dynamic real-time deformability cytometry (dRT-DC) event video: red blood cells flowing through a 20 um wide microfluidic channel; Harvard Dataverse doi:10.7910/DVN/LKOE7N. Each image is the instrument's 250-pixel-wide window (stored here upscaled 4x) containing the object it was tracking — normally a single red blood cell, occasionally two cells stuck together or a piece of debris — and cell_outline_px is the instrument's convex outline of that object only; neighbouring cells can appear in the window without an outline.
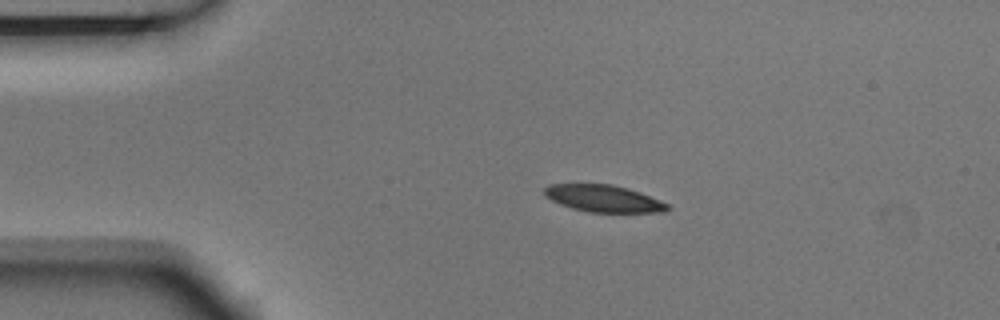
{"species": "Egyptian fruit bat (a non-hibernating species)", "species_latin": "Rousettus aegyptiacus", "temperature_condition": "room temperature", "stored_images_in_passage": 5, "camera_frame_rate_fps": 3000, "um_per_image_px": 0.085, "animal": {"sex": "male"}, "frame": {"image": 1, "passage_image": 2, "time_ms": 0.333, "image_size_px": [1000, 320], "cell_outline_px": [[672, 208], [664, 212], [588, 212], [572, 208], [560, 204], [544, 196], [544, 188], [548, 184], [612, 184], [628, 188], [640, 192], [660, 200], [668, 204]], "centroid_in_image_um": [51.31, 16.87], "position_along_channel_um": 33.7, "area_um2": 19.42}}
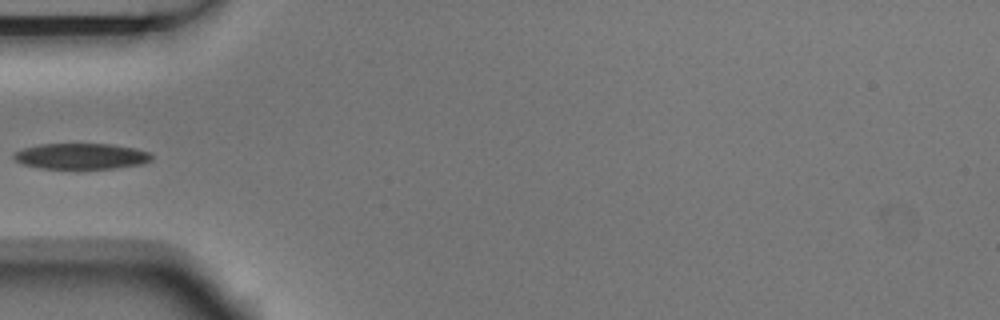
{"frame": {"image": 2, "passage_image": 4, "time_ms": 1.0, "image_size_px": [1000, 320], "cell_outline_px": [[152, 160], [144, 164], [116, 168], [40, 168], [24, 164], [16, 160], [12, 156], [16, 152], [24, 148], [40, 144], [112, 144], [136, 148], [148, 152], [152, 156]], "centroid_in_image_um": [6.95, 13.27], "position_along_channel_um": 78.0, "area_um2": 20.63}}
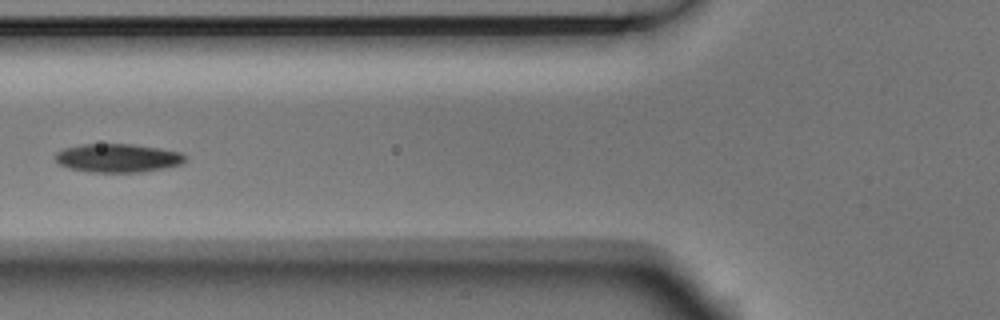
{"frame": {"image": 3, "passage_image": 5, "time_ms": 1.333, "image_size_px": [1000, 320], "cell_outline_px": [[184, 160], [180, 164], [164, 168], [140, 172], [88, 172], [68, 168], [60, 164], [56, 160], [56, 152], [64, 148], [84, 144], [132, 144], [160, 148], [180, 152], [184, 156]], "centroid_in_image_um": [9.98, 13.43], "position_along_channel_um": 115.8, "area_um2": 21.44}}